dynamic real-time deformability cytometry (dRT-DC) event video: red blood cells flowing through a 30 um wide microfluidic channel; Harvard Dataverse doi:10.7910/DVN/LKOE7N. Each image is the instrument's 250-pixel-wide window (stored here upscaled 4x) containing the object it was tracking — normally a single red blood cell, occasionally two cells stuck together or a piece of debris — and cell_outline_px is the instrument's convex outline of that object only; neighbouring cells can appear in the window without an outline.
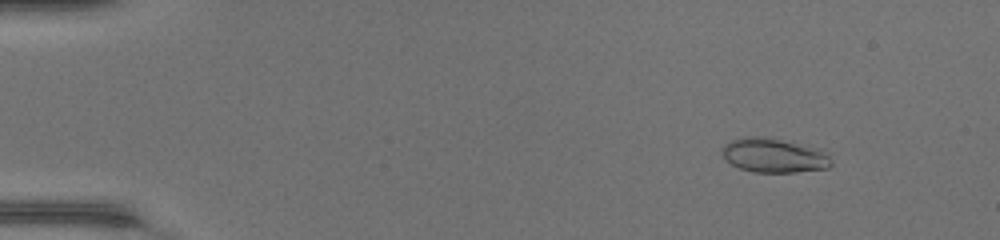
{"species": "common noctule bat (a hibernating species)", "species_latin": "Nyctalus noctula", "temperature_condition": "warm", "stored_images_in_passage": 49, "camera_frame_rate_fps": 3000, "um_per_image_px": 0.085, "animal": {"sex": "female", "body_mass_g": 17.0, "forearm_length_mm": 48.0}, "frame": {"image": 1, "passage_image": 6, "time_ms": 1.667, "image_size_px": [1000, 240], "cell_outline_px": [[832, 164], [828, 168], [796, 172], [752, 172], [740, 168], [724, 160], [720, 152], [720, 148], [724, 144], [732, 140], [744, 136], [764, 136], [824, 148], [832, 152]], "centroid_in_image_um": [65.84, 13.19], "position_along_channel_um": 19.2, "area_um2": 22.72}}
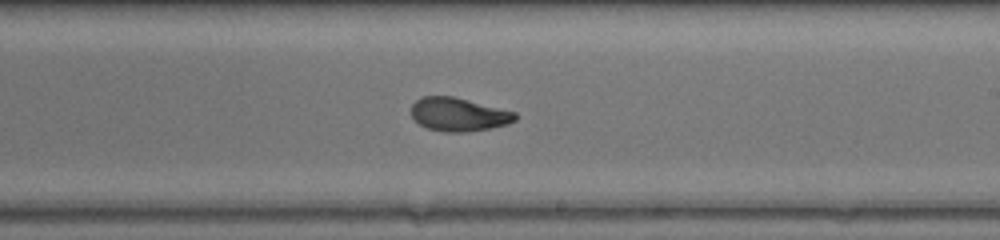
{"frame": {"image": 2, "passage_image": 30, "time_ms": 9.667, "image_size_px": [1000, 240], "cell_outline_px": [[516, 120], [508, 124], [488, 128], [464, 132], [444, 132], [428, 128], [420, 124], [412, 116], [412, 104], [420, 96], [452, 96], [516, 112]], "centroid_in_image_um": [38.97, 9.72], "position_along_channel_um": 250.0, "area_um2": 20.06}}
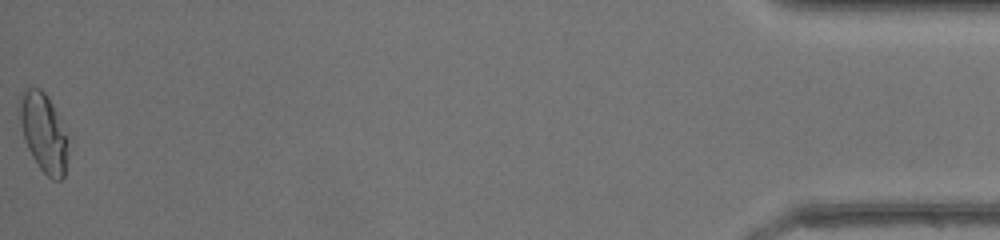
{"frame": {"image": 3, "passage_image": 49, "time_ms": 16.0, "image_size_px": [1000, 240], "cell_outline_px": [[68, 156], [64, 176], [60, 180], [52, 180], [40, 168], [32, 156], [24, 140], [16, 108], [20, 92], [24, 88], [40, 88], [48, 96], [56, 112], [64, 136]], "centroid_in_image_um": [3.62, 11.23], "position_along_channel_um": 431.6, "area_um2": 22.14}, "authors_computed_cell_mechanics": {"area_um2": 20.6924, "velocity_mm_per_s": 4.3722, "shape_relaxation_time_tau1_ms": 8.2526, "shape_relaxation_time_tau2_ms": 0.9249, "deformation_change_tau1": 0.2857, "deformation_change_tau2": 0.0571}}